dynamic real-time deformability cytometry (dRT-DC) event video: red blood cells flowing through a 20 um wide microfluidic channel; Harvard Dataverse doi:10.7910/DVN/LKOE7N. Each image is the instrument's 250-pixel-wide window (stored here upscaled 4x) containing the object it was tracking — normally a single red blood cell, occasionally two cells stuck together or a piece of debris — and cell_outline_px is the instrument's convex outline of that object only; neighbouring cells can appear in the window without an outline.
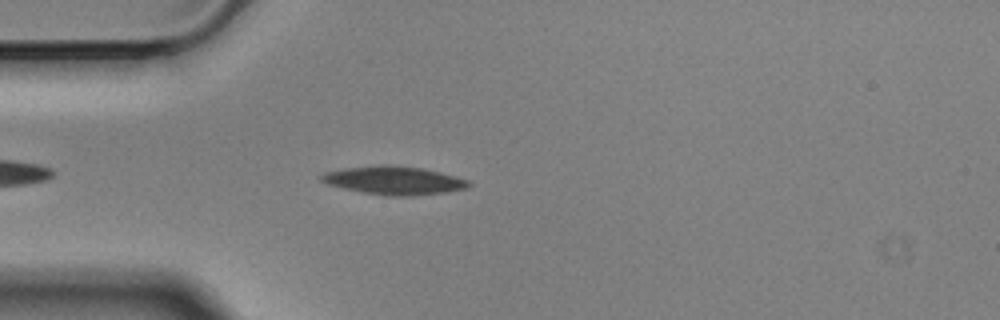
{"species": "Egyptian fruit bat (a non-hibernating species)", "species_latin": "Rousettus aegyptiacus", "temperature_condition": "cold", "stored_images_in_passage": 31, "camera_frame_rate_fps": 3000, "um_per_image_px": 0.085, "animal": {"sex": "male"}, "frame": {"image": 1, "passage_image": 6, "time_ms": 1.667, "image_size_px": [1000, 320], "cell_outline_px": [[472, 184], [468, 188], [448, 192], [412, 196], [392, 196], [364, 192], [344, 188], [328, 184], [320, 180], [320, 176], [324, 172], [344, 168], [380, 164], [392, 164], [424, 168], [440, 172], [468, 180]], "centroid_in_image_um": [33.51, 15.32], "position_along_channel_um": 51.5, "area_um2": 24.45}}
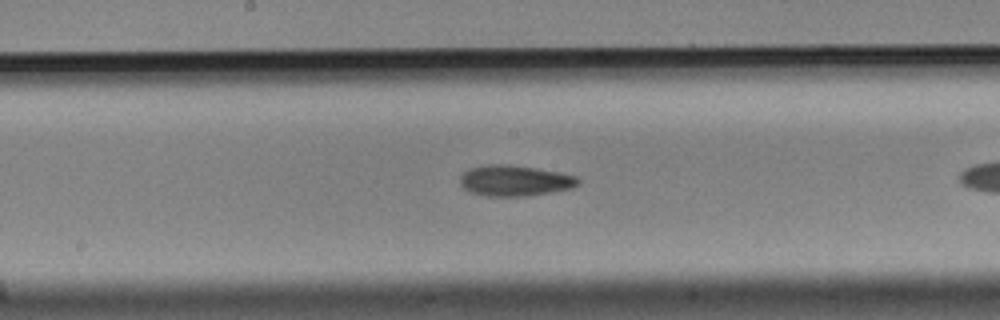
{"frame": {"image": 2, "passage_image": 16, "time_ms": 5.0, "image_size_px": [1000, 320], "cell_outline_px": [[580, 184], [572, 188], [524, 196], [484, 196], [468, 192], [460, 184], [460, 176], [468, 168], [488, 164], [508, 164], [536, 168], [560, 172], [576, 176], [580, 180]], "centroid_in_image_um": [43.73, 15.35], "position_along_channel_um": 204.5, "area_um2": 21.33}}
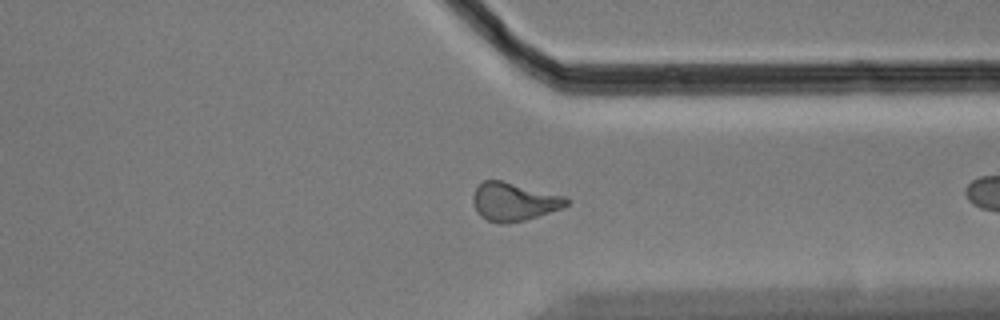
{"frame": {"image": 3, "passage_image": 30, "time_ms": 9.667, "image_size_px": [1000, 320], "cell_outline_px": [[568, 204], [560, 208], [524, 220], [508, 224], [500, 224], [488, 220], [480, 216], [472, 200], [472, 196], [476, 188], [484, 180], [504, 180], [564, 196], [568, 200]], "centroid_in_image_um": [43.64, 17.13], "position_along_channel_um": 367.8, "area_um2": 20.63}}